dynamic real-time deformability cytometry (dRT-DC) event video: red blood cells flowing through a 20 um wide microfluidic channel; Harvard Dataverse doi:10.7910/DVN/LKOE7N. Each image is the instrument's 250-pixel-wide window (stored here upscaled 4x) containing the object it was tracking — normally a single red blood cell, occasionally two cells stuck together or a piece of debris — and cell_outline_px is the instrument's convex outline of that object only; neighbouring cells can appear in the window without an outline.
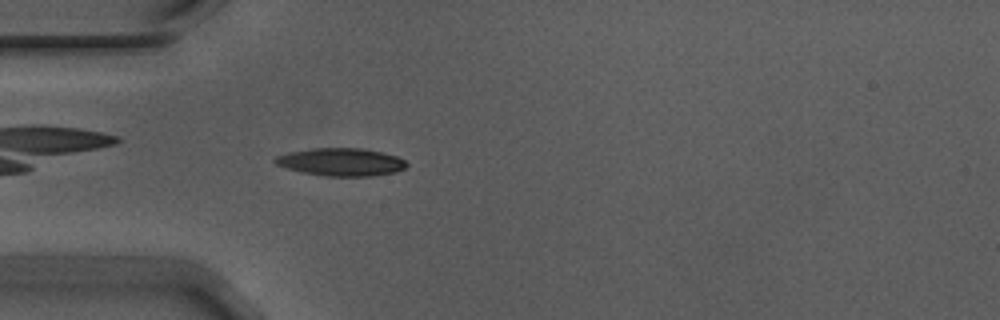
{"species": "Egyptian fruit bat (a non-hibernating species)", "species_latin": "Rousettus aegyptiacus", "temperature_condition": "warm", "stored_images_in_passage": 43, "camera_frame_rate_fps": 3000, "um_per_image_px": 0.085, "animal": {"sex": "male"}, "frame": {"image": 1, "passage_image": 4, "time_ms": 1.0, "image_size_px": [1000, 320], "cell_outline_px": [[408, 164], [404, 168], [396, 172], [372, 176], [324, 176], [300, 172], [284, 168], [276, 164], [272, 160], [276, 156], [288, 152], [312, 148], [360, 148], [380, 152], [396, 156], [404, 160]], "centroid_in_image_um": [28.94, 13.77], "position_along_channel_um": 56.1, "area_um2": 21.39}}
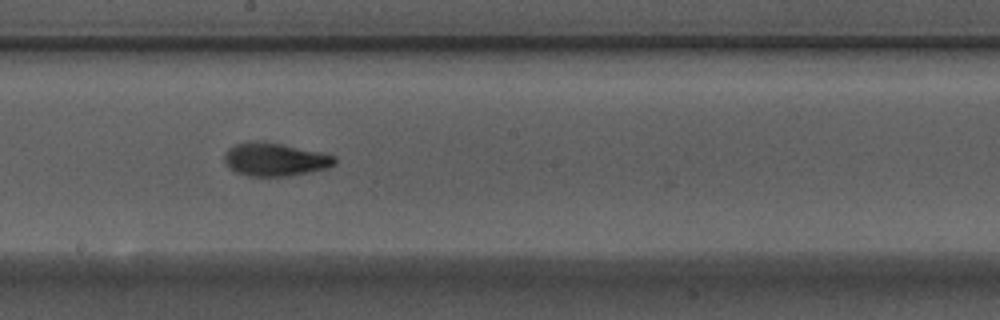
{"frame": {"image": 2, "passage_image": 18, "time_ms": 5.667, "image_size_px": [1000, 320], "cell_outline_px": [[336, 164], [328, 168], [284, 176], [248, 176], [236, 172], [228, 168], [224, 160], [224, 152], [228, 148], [236, 144], [248, 140], [256, 140], [280, 144], [324, 152], [336, 156]], "centroid_in_image_um": [23.35, 13.53], "position_along_channel_um": 224.9, "area_um2": 21.5}}
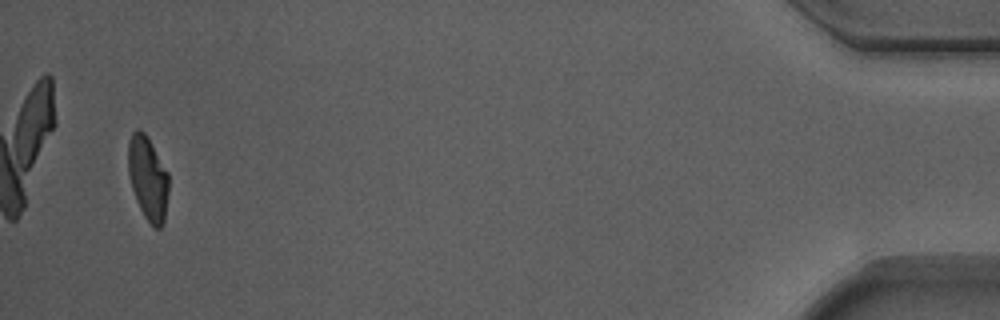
{"frame": {"image": 3, "passage_image": 41, "time_ms": 13.333, "image_size_px": [1000, 320], "cell_outline_px": [[168, 192], [164, 220], [160, 228], [156, 228], [144, 216], [136, 200], [132, 188], [128, 172], [128, 144], [132, 132], [136, 128], [140, 128], [148, 136], [168, 172]], "centroid_in_image_um": [12.56, 15.09], "position_along_channel_um": 422.6, "area_um2": 19.77}, "authors_computed_cell_mechanics": {"area_um2": 20.5768, "velocity_mm_per_s": 3.724, "shape_relaxation_time_tau1_ms": 4.543, "shape_relaxation_time_tau2_ms": 1.7032, "deformation_change_tau1": 0.1712, "deformation_change_tau2": 0.0814}}